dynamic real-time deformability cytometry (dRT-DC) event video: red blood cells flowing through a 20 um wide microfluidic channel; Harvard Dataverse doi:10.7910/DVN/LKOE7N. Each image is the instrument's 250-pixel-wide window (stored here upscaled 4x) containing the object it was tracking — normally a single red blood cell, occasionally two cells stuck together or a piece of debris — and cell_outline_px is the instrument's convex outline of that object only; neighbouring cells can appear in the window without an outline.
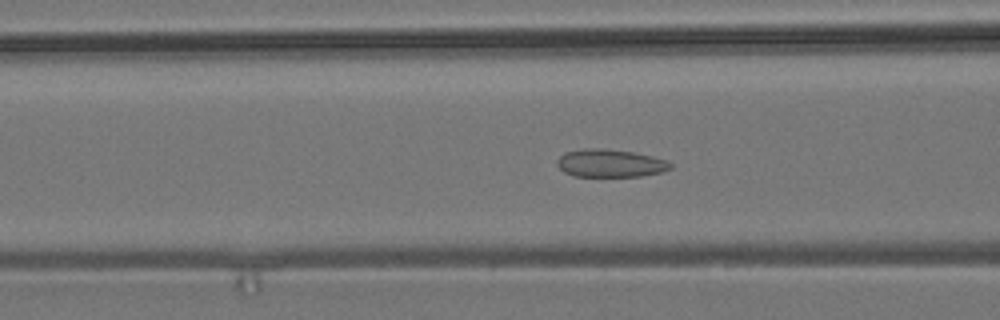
{"species": "common noctule bat (a hibernating species)", "species_latin": "Nyctalus noctula", "temperature_condition": "room temperature", "stored_images_in_passage": 54, "camera_frame_rate_fps": 3000, "um_per_image_px": 0.085, "animal": {"sex": "male", "body_mass_g": 19.2, "forearm_length_mm": 51.8}, "frame": {"image": 1, "passage_image": 20, "time_ms": 6.333, "image_size_px": [1000, 320], "cell_outline_px": [[672, 168], [664, 172], [640, 176], [572, 176], [564, 172], [556, 164], [556, 160], [564, 152], [584, 148], [604, 148], [632, 152], [652, 156], [668, 160], [672, 164]], "centroid_in_image_um": [51.87, 13.87], "position_along_channel_um": 114.7, "area_um2": 18.61}}
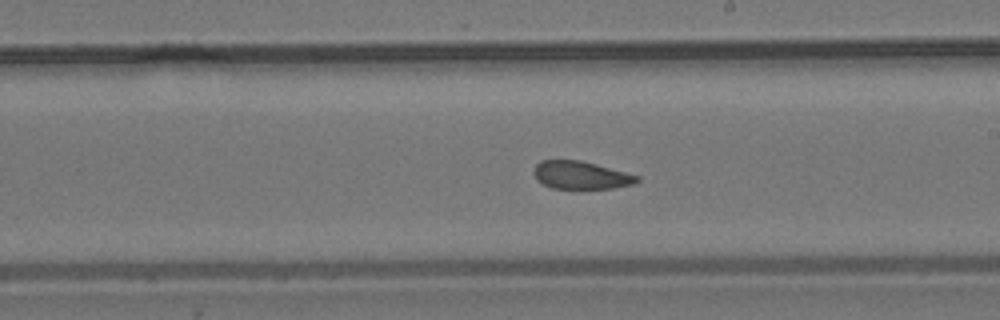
{"frame": {"image": 2, "passage_image": 30, "time_ms": 9.667, "image_size_px": [1000, 320], "cell_outline_px": [[640, 180], [636, 184], [612, 188], [552, 188], [536, 180], [532, 172], [536, 164], [540, 160], [580, 160], [596, 164], [640, 176]], "centroid_in_image_um": [49.37, 14.88], "position_along_channel_um": 239.6, "area_um2": 16.82}}
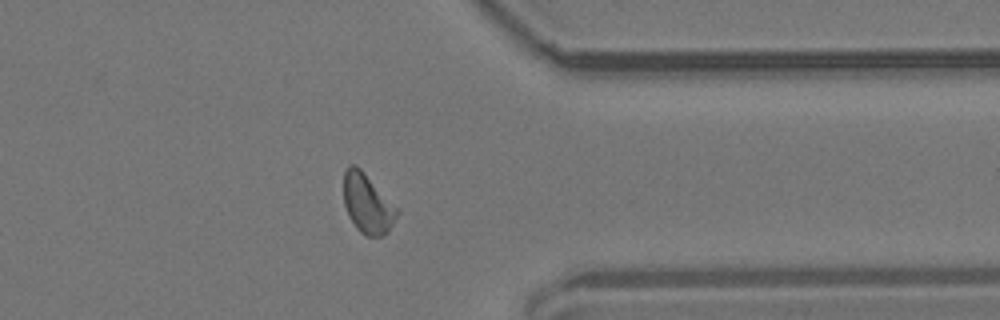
{"frame": {"image": 3, "passage_image": 42, "time_ms": 13.667, "image_size_px": [1000, 320], "cell_outline_px": [[400, 212], [388, 232], [380, 236], [364, 236], [356, 228], [348, 216], [344, 204], [344, 172], [348, 164], [356, 164], [364, 172]], "centroid_in_image_um": [31.21, 17.32], "position_along_channel_um": 380.2, "area_um2": 18.38}, "authors_computed_cell_mechanics": {"area_um2": 18.207, "velocity_mm_per_s": 3.75, "shape_relaxation_time_tau1_ms": null, "shape_relaxation_time_tau2_ms": 1.8692, "deformation_change_tau1": null, "deformation_change_tau2": 0.0783}}